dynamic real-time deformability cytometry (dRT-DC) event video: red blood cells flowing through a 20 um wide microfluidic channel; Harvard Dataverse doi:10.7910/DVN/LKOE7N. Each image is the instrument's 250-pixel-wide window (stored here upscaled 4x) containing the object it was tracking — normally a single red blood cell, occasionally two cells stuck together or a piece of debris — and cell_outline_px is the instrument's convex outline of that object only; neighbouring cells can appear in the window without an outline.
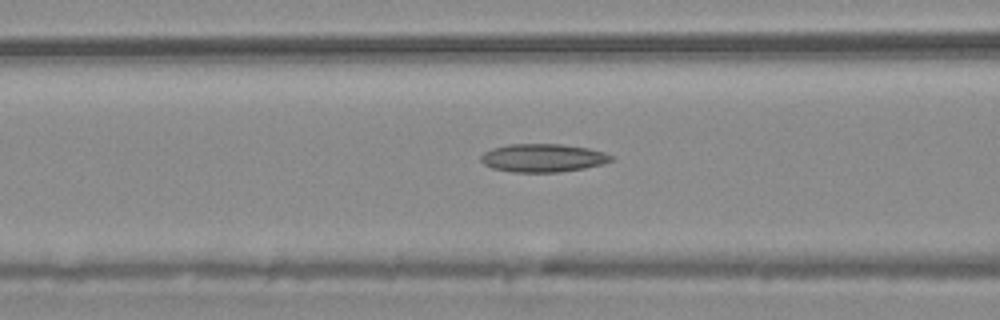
{"species": "common noctule bat (a hibernating species)", "species_latin": "Nyctalus noctula", "temperature_condition": "warm", "stored_images_in_passage": 29, "camera_frame_rate_fps": 3000, "um_per_image_px": 0.085, "animal": {"sex": "male", "body_mass_g": 20.4}, "frame": {"image": 1, "passage_image": 6, "time_ms": 1.667, "image_size_px": [1000, 320], "cell_outline_px": [[612, 160], [604, 164], [584, 168], [560, 172], [512, 172], [492, 168], [484, 164], [480, 160], [480, 156], [484, 152], [492, 148], [508, 144], [560, 144], [588, 148], [604, 152], [612, 156]], "centroid_in_image_um": [46.13, 13.42], "position_along_channel_um": 120.5, "area_um2": 21.44}}
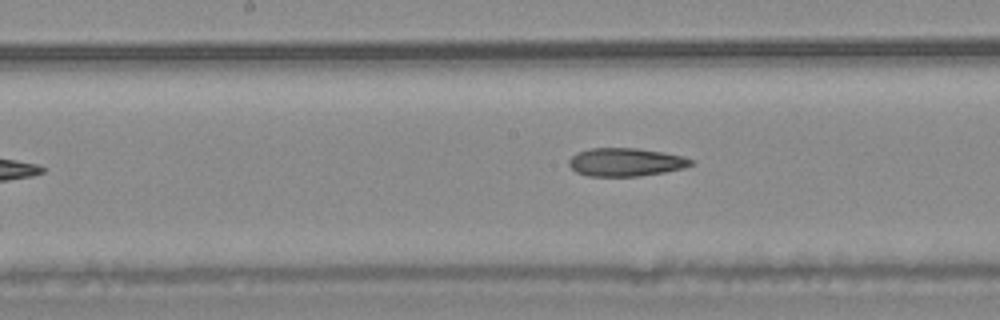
{"frame": {"image": 2, "passage_image": 12, "time_ms": 3.667, "image_size_px": [1000, 320], "cell_outline_px": [[696, 164], [684, 168], [664, 172], [640, 176], [588, 176], [576, 172], [568, 164], [568, 160], [576, 152], [592, 148], [636, 148], [660, 152], [680, 156], [692, 160]], "centroid_in_image_um": [53.16, 13.79], "position_along_channel_um": 195.0, "area_um2": 20.0}}
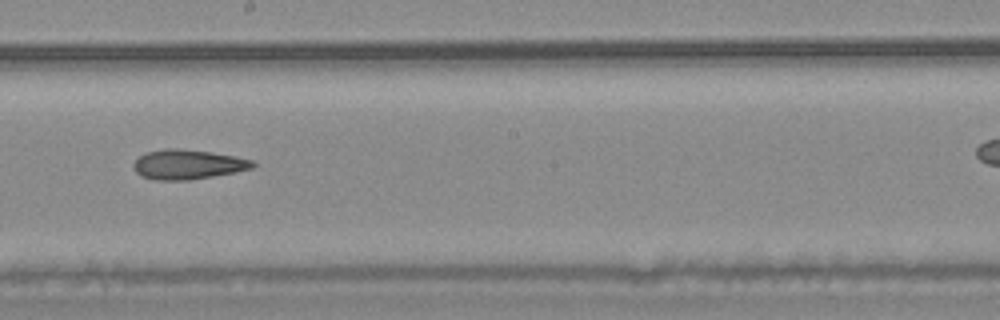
{"frame": {"image": 3, "passage_image": 15, "time_ms": 4.667, "image_size_px": [1000, 320], "cell_outline_px": [[256, 164], [252, 168], [236, 172], [188, 180], [152, 180], [140, 176], [136, 172], [132, 164], [140, 156], [148, 152], [168, 148], [180, 148], [212, 152], [252, 160]], "centroid_in_image_um": [15.94, 13.98], "position_along_channel_um": 232.3, "area_um2": 20.52}}